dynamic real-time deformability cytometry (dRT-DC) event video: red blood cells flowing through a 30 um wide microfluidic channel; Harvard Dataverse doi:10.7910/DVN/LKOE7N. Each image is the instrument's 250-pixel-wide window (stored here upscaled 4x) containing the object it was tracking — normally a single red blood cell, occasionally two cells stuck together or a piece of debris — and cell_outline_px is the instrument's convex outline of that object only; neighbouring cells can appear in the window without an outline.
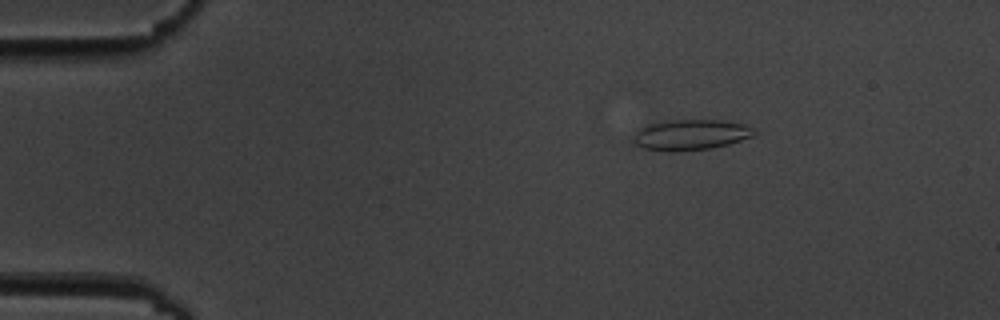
{"species": "common noctule bat (a hibernating species)", "species_latin": "Nyctalus noctula", "temperature_condition": "cold", "stored_images_in_passage": 5, "camera_frame_rate_fps": 3000, "um_per_image_px": 0.085, "animal": {"sex": "male", "body_mass_g": 19.5, "forearm_length_mm": 54.6}, "frame": {"image": 1, "passage_image": 3, "time_ms": 3.0, "image_size_px": [1000, 320], "cell_outline_px": [[756, 132], [752, 136], [728, 144], [712, 148], [672, 152], [668, 152], [644, 148], [632, 144], [632, 140], [636, 132], [640, 128], [648, 124], [672, 120], [716, 120], [744, 124], [752, 128]], "centroid_in_image_um": [58.65, 11.47], "position_along_channel_um": 26.3, "area_um2": 21.44}}